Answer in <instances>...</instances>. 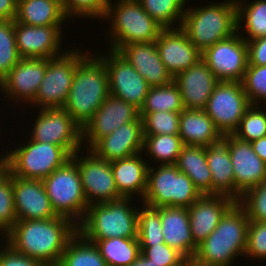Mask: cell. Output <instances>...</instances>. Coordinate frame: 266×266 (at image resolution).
Returning <instances> with one entry per match:
<instances>
[{
  "instance_id": "cell-45",
  "label": "cell",
  "mask_w": 266,
  "mask_h": 266,
  "mask_svg": "<svg viewBox=\"0 0 266 266\" xmlns=\"http://www.w3.org/2000/svg\"><path fill=\"white\" fill-rule=\"evenodd\" d=\"M110 0H61L62 8L67 18L89 17L101 19L104 17ZM95 17V18H94Z\"/></svg>"
},
{
  "instance_id": "cell-41",
  "label": "cell",
  "mask_w": 266,
  "mask_h": 266,
  "mask_svg": "<svg viewBox=\"0 0 266 266\" xmlns=\"http://www.w3.org/2000/svg\"><path fill=\"white\" fill-rule=\"evenodd\" d=\"M260 105H251L246 111L236 131L237 138L249 143L266 136V112Z\"/></svg>"
},
{
  "instance_id": "cell-22",
  "label": "cell",
  "mask_w": 266,
  "mask_h": 266,
  "mask_svg": "<svg viewBox=\"0 0 266 266\" xmlns=\"http://www.w3.org/2000/svg\"><path fill=\"white\" fill-rule=\"evenodd\" d=\"M143 122L139 116L135 121L122 124L110 135L101 138L90 150L99 158L111 162L143 152Z\"/></svg>"
},
{
  "instance_id": "cell-4",
  "label": "cell",
  "mask_w": 266,
  "mask_h": 266,
  "mask_svg": "<svg viewBox=\"0 0 266 266\" xmlns=\"http://www.w3.org/2000/svg\"><path fill=\"white\" fill-rule=\"evenodd\" d=\"M180 28L202 53L216 42L237 32L236 1L225 0L194 8L188 6L185 8Z\"/></svg>"
},
{
  "instance_id": "cell-19",
  "label": "cell",
  "mask_w": 266,
  "mask_h": 266,
  "mask_svg": "<svg viewBox=\"0 0 266 266\" xmlns=\"http://www.w3.org/2000/svg\"><path fill=\"white\" fill-rule=\"evenodd\" d=\"M234 171L235 189L242 195L266 178V163L253 151L251 144L233 134L224 135Z\"/></svg>"
},
{
  "instance_id": "cell-28",
  "label": "cell",
  "mask_w": 266,
  "mask_h": 266,
  "mask_svg": "<svg viewBox=\"0 0 266 266\" xmlns=\"http://www.w3.org/2000/svg\"><path fill=\"white\" fill-rule=\"evenodd\" d=\"M206 159L212 175V195H226L236 202L241 194L235 189L234 171L227 142H219L206 147Z\"/></svg>"
},
{
  "instance_id": "cell-16",
  "label": "cell",
  "mask_w": 266,
  "mask_h": 266,
  "mask_svg": "<svg viewBox=\"0 0 266 266\" xmlns=\"http://www.w3.org/2000/svg\"><path fill=\"white\" fill-rule=\"evenodd\" d=\"M139 116V109L133 104L109 94L82 128V145L86 146L82 152L91 149L101 138L110 135L122 124L135 121ZM85 140L88 146L84 145Z\"/></svg>"
},
{
  "instance_id": "cell-14",
  "label": "cell",
  "mask_w": 266,
  "mask_h": 266,
  "mask_svg": "<svg viewBox=\"0 0 266 266\" xmlns=\"http://www.w3.org/2000/svg\"><path fill=\"white\" fill-rule=\"evenodd\" d=\"M201 58L219 81L242 82L248 67L247 41L237 31L205 49Z\"/></svg>"
},
{
  "instance_id": "cell-21",
  "label": "cell",
  "mask_w": 266,
  "mask_h": 266,
  "mask_svg": "<svg viewBox=\"0 0 266 266\" xmlns=\"http://www.w3.org/2000/svg\"><path fill=\"white\" fill-rule=\"evenodd\" d=\"M17 220H46L57 217L42 180L13 176Z\"/></svg>"
},
{
  "instance_id": "cell-9",
  "label": "cell",
  "mask_w": 266,
  "mask_h": 266,
  "mask_svg": "<svg viewBox=\"0 0 266 266\" xmlns=\"http://www.w3.org/2000/svg\"><path fill=\"white\" fill-rule=\"evenodd\" d=\"M42 181L57 216L78 226L84 219L88 203L76 162L71 158Z\"/></svg>"
},
{
  "instance_id": "cell-42",
  "label": "cell",
  "mask_w": 266,
  "mask_h": 266,
  "mask_svg": "<svg viewBox=\"0 0 266 266\" xmlns=\"http://www.w3.org/2000/svg\"><path fill=\"white\" fill-rule=\"evenodd\" d=\"M144 135H179L180 112L139 113Z\"/></svg>"
},
{
  "instance_id": "cell-37",
  "label": "cell",
  "mask_w": 266,
  "mask_h": 266,
  "mask_svg": "<svg viewBox=\"0 0 266 266\" xmlns=\"http://www.w3.org/2000/svg\"><path fill=\"white\" fill-rule=\"evenodd\" d=\"M143 9L164 29L178 28L189 0H138ZM178 22V23H177ZM178 24V25H175ZM177 26V27H176Z\"/></svg>"
},
{
  "instance_id": "cell-11",
  "label": "cell",
  "mask_w": 266,
  "mask_h": 266,
  "mask_svg": "<svg viewBox=\"0 0 266 266\" xmlns=\"http://www.w3.org/2000/svg\"><path fill=\"white\" fill-rule=\"evenodd\" d=\"M251 106L241 82L219 81L204 111L222 136L233 134Z\"/></svg>"
},
{
  "instance_id": "cell-10",
  "label": "cell",
  "mask_w": 266,
  "mask_h": 266,
  "mask_svg": "<svg viewBox=\"0 0 266 266\" xmlns=\"http://www.w3.org/2000/svg\"><path fill=\"white\" fill-rule=\"evenodd\" d=\"M78 48L68 49L63 54L47 59L46 73L35 99L33 108H63L68 100L74 73L78 64L89 54ZM85 53V54H84Z\"/></svg>"
},
{
  "instance_id": "cell-31",
  "label": "cell",
  "mask_w": 266,
  "mask_h": 266,
  "mask_svg": "<svg viewBox=\"0 0 266 266\" xmlns=\"http://www.w3.org/2000/svg\"><path fill=\"white\" fill-rule=\"evenodd\" d=\"M67 16L61 0H22L17 5L15 20L31 26L64 25Z\"/></svg>"
},
{
  "instance_id": "cell-29",
  "label": "cell",
  "mask_w": 266,
  "mask_h": 266,
  "mask_svg": "<svg viewBox=\"0 0 266 266\" xmlns=\"http://www.w3.org/2000/svg\"><path fill=\"white\" fill-rule=\"evenodd\" d=\"M179 136L183 145L208 147L223 136L204 110L184 109L180 112Z\"/></svg>"
},
{
  "instance_id": "cell-38",
  "label": "cell",
  "mask_w": 266,
  "mask_h": 266,
  "mask_svg": "<svg viewBox=\"0 0 266 266\" xmlns=\"http://www.w3.org/2000/svg\"><path fill=\"white\" fill-rule=\"evenodd\" d=\"M138 240L140 247L165 243L162 232L160 207L143 204L138 209Z\"/></svg>"
},
{
  "instance_id": "cell-43",
  "label": "cell",
  "mask_w": 266,
  "mask_h": 266,
  "mask_svg": "<svg viewBox=\"0 0 266 266\" xmlns=\"http://www.w3.org/2000/svg\"><path fill=\"white\" fill-rule=\"evenodd\" d=\"M241 83L251 105H266V65H248Z\"/></svg>"
},
{
  "instance_id": "cell-5",
  "label": "cell",
  "mask_w": 266,
  "mask_h": 266,
  "mask_svg": "<svg viewBox=\"0 0 266 266\" xmlns=\"http://www.w3.org/2000/svg\"><path fill=\"white\" fill-rule=\"evenodd\" d=\"M132 198L96 203L88 206L78 232L95 243L108 238H138V209Z\"/></svg>"
},
{
  "instance_id": "cell-27",
  "label": "cell",
  "mask_w": 266,
  "mask_h": 266,
  "mask_svg": "<svg viewBox=\"0 0 266 266\" xmlns=\"http://www.w3.org/2000/svg\"><path fill=\"white\" fill-rule=\"evenodd\" d=\"M143 152L111 161V169L119 194L123 198L139 196L142 200L147 189L148 168Z\"/></svg>"
},
{
  "instance_id": "cell-18",
  "label": "cell",
  "mask_w": 266,
  "mask_h": 266,
  "mask_svg": "<svg viewBox=\"0 0 266 266\" xmlns=\"http://www.w3.org/2000/svg\"><path fill=\"white\" fill-rule=\"evenodd\" d=\"M14 28L20 58L49 59L64 53L62 25L31 26L14 20Z\"/></svg>"
},
{
  "instance_id": "cell-20",
  "label": "cell",
  "mask_w": 266,
  "mask_h": 266,
  "mask_svg": "<svg viewBox=\"0 0 266 266\" xmlns=\"http://www.w3.org/2000/svg\"><path fill=\"white\" fill-rule=\"evenodd\" d=\"M155 43L163 64L173 78L202 59L201 52L180 27L163 29Z\"/></svg>"
},
{
  "instance_id": "cell-46",
  "label": "cell",
  "mask_w": 266,
  "mask_h": 266,
  "mask_svg": "<svg viewBox=\"0 0 266 266\" xmlns=\"http://www.w3.org/2000/svg\"><path fill=\"white\" fill-rule=\"evenodd\" d=\"M244 257L266 261V222L249 221Z\"/></svg>"
},
{
  "instance_id": "cell-47",
  "label": "cell",
  "mask_w": 266,
  "mask_h": 266,
  "mask_svg": "<svg viewBox=\"0 0 266 266\" xmlns=\"http://www.w3.org/2000/svg\"><path fill=\"white\" fill-rule=\"evenodd\" d=\"M140 253L153 262L165 263V266H188L189 264V261L180 252L166 243L140 247Z\"/></svg>"
},
{
  "instance_id": "cell-36",
  "label": "cell",
  "mask_w": 266,
  "mask_h": 266,
  "mask_svg": "<svg viewBox=\"0 0 266 266\" xmlns=\"http://www.w3.org/2000/svg\"><path fill=\"white\" fill-rule=\"evenodd\" d=\"M184 106L180 89L174 81L169 84L150 87L139 113L158 111L182 112Z\"/></svg>"
},
{
  "instance_id": "cell-48",
  "label": "cell",
  "mask_w": 266,
  "mask_h": 266,
  "mask_svg": "<svg viewBox=\"0 0 266 266\" xmlns=\"http://www.w3.org/2000/svg\"><path fill=\"white\" fill-rule=\"evenodd\" d=\"M0 247V266H44L38 260L16 252L6 242Z\"/></svg>"
},
{
  "instance_id": "cell-50",
  "label": "cell",
  "mask_w": 266,
  "mask_h": 266,
  "mask_svg": "<svg viewBox=\"0 0 266 266\" xmlns=\"http://www.w3.org/2000/svg\"><path fill=\"white\" fill-rule=\"evenodd\" d=\"M17 5L16 0H0V20H15Z\"/></svg>"
},
{
  "instance_id": "cell-2",
  "label": "cell",
  "mask_w": 266,
  "mask_h": 266,
  "mask_svg": "<svg viewBox=\"0 0 266 266\" xmlns=\"http://www.w3.org/2000/svg\"><path fill=\"white\" fill-rule=\"evenodd\" d=\"M248 225L245 210L236 202L212 233L197 245L190 263L195 266L235 265L236 258L245 254Z\"/></svg>"
},
{
  "instance_id": "cell-39",
  "label": "cell",
  "mask_w": 266,
  "mask_h": 266,
  "mask_svg": "<svg viewBox=\"0 0 266 266\" xmlns=\"http://www.w3.org/2000/svg\"><path fill=\"white\" fill-rule=\"evenodd\" d=\"M17 222L13 197V175L0 169V236L5 237Z\"/></svg>"
},
{
  "instance_id": "cell-33",
  "label": "cell",
  "mask_w": 266,
  "mask_h": 266,
  "mask_svg": "<svg viewBox=\"0 0 266 266\" xmlns=\"http://www.w3.org/2000/svg\"><path fill=\"white\" fill-rule=\"evenodd\" d=\"M56 266H108L99 249L78 231L69 240Z\"/></svg>"
},
{
  "instance_id": "cell-1",
  "label": "cell",
  "mask_w": 266,
  "mask_h": 266,
  "mask_svg": "<svg viewBox=\"0 0 266 266\" xmlns=\"http://www.w3.org/2000/svg\"><path fill=\"white\" fill-rule=\"evenodd\" d=\"M77 231V225L61 216L46 220H17L3 242L44 266H56Z\"/></svg>"
},
{
  "instance_id": "cell-40",
  "label": "cell",
  "mask_w": 266,
  "mask_h": 266,
  "mask_svg": "<svg viewBox=\"0 0 266 266\" xmlns=\"http://www.w3.org/2000/svg\"><path fill=\"white\" fill-rule=\"evenodd\" d=\"M14 20H0V80L19 62Z\"/></svg>"
},
{
  "instance_id": "cell-26",
  "label": "cell",
  "mask_w": 266,
  "mask_h": 266,
  "mask_svg": "<svg viewBox=\"0 0 266 266\" xmlns=\"http://www.w3.org/2000/svg\"><path fill=\"white\" fill-rule=\"evenodd\" d=\"M162 232L165 243L180 252L189 262L196 253L186 207H160Z\"/></svg>"
},
{
  "instance_id": "cell-8",
  "label": "cell",
  "mask_w": 266,
  "mask_h": 266,
  "mask_svg": "<svg viewBox=\"0 0 266 266\" xmlns=\"http://www.w3.org/2000/svg\"><path fill=\"white\" fill-rule=\"evenodd\" d=\"M200 196L192 180L181 173L176 165H157L156 168L149 165L143 204L153 208L166 206L188 208Z\"/></svg>"
},
{
  "instance_id": "cell-34",
  "label": "cell",
  "mask_w": 266,
  "mask_h": 266,
  "mask_svg": "<svg viewBox=\"0 0 266 266\" xmlns=\"http://www.w3.org/2000/svg\"><path fill=\"white\" fill-rule=\"evenodd\" d=\"M95 245L108 266H129L140 255L138 238H108Z\"/></svg>"
},
{
  "instance_id": "cell-25",
  "label": "cell",
  "mask_w": 266,
  "mask_h": 266,
  "mask_svg": "<svg viewBox=\"0 0 266 266\" xmlns=\"http://www.w3.org/2000/svg\"><path fill=\"white\" fill-rule=\"evenodd\" d=\"M147 81L150 87L169 84L172 75L163 64L155 42L133 43L118 51Z\"/></svg>"
},
{
  "instance_id": "cell-44",
  "label": "cell",
  "mask_w": 266,
  "mask_h": 266,
  "mask_svg": "<svg viewBox=\"0 0 266 266\" xmlns=\"http://www.w3.org/2000/svg\"><path fill=\"white\" fill-rule=\"evenodd\" d=\"M237 203L245 210L249 221L266 222V178L243 193Z\"/></svg>"
},
{
  "instance_id": "cell-7",
  "label": "cell",
  "mask_w": 266,
  "mask_h": 266,
  "mask_svg": "<svg viewBox=\"0 0 266 266\" xmlns=\"http://www.w3.org/2000/svg\"><path fill=\"white\" fill-rule=\"evenodd\" d=\"M1 156L4 167L13 176L43 180L70 160L72 155L56 144L29 139L23 146L20 144Z\"/></svg>"
},
{
  "instance_id": "cell-52",
  "label": "cell",
  "mask_w": 266,
  "mask_h": 266,
  "mask_svg": "<svg viewBox=\"0 0 266 266\" xmlns=\"http://www.w3.org/2000/svg\"><path fill=\"white\" fill-rule=\"evenodd\" d=\"M129 266H165V263H157L153 262L152 260H149L145 258L141 253L138 256V258Z\"/></svg>"
},
{
  "instance_id": "cell-12",
  "label": "cell",
  "mask_w": 266,
  "mask_h": 266,
  "mask_svg": "<svg viewBox=\"0 0 266 266\" xmlns=\"http://www.w3.org/2000/svg\"><path fill=\"white\" fill-rule=\"evenodd\" d=\"M86 150V155H80L81 152L77 151L71 158L79 170L88 206L122 199L114 180L111 162L99 158L90 149Z\"/></svg>"
},
{
  "instance_id": "cell-23",
  "label": "cell",
  "mask_w": 266,
  "mask_h": 266,
  "mask_svg": "<svg viewBox=\"0 0 266 266\" xmlns=\"http://www.w3.org/2000/svg\"><path fill=\"white\" fill-rule=\"evenodd\" d=\"M173 81L180 89L184 109L204 110L219 82L201 59L196 65L177 74Z\"/></svg>"
},
{
  "instance_id": "cell-15",
  "label": "cell",
  "mask_w": 266,
  "mask_h": 266,
  "mask_svg": "<svg viewBox=\"0 0 266 266\" xmlns=\"http://www.w3.org/2000/svg\"><path fill=\"white\" fill-rule=\"evenodd\" d=\"M107 54H98V57L108 72L109 93L140 110L148 94L149 84L118 51L109 49Z\"/></svg>"
},
{
  "instance_id": "cell-3",
  "label": "cell",
  "mask_w": 266,
  "mask_h": 266,
  "mask_svg": "<svg viewBox=\"0 0 266 266\" xmlns=\"http://www.w3.org/2000/svg\"><path fill=\"white\" fill-rule=\"evenodd\" d=\"M109 94L107 69L96 53H89L77 66L63 108L83 128Z\"/></svg>"
},
{
  "instance_id": "cell-30",
  "label": "cell",
  "mask_w": 266,
  "mask_h": 266,
  "mask_svg": "<svg viewBox=\"0 0 266 266\" xmlns=\"http://www.w3.org/2000/svg\"><path fill=\"white\" fill-rule=\"evenodd\" d=\"M175 165L192 180L201 195H212V175L206 159V147L184 145Z\"/></svg>"
},
{
  "instance_id": "cell-6",
  "label": "cell",
  "mask_w": 266,
  "mask_h": 266,
  "mask_svg": "<svg viewBox=\"0 0 266 266\" xmlns=\"http://www.w3.org/2000/svg\"><path fill=\"white\" fill-rule=\"evenodd\" d=\"M110 0L102 18L110 21L108 48L119 51L133 43L155 42L164 29L141 6L138 0ZM114 5V6H113Z\"/></svg>"
},
{
  "instance_id": "cell-32",
  "label": "cell",
  "mask_w": 266,
  "mask_h": 266,
  "mask_svg": "<svg viewBox=\"0 0 266 266\" xmlns=\"http://www.w3.org/2000/svg\"><path fill=\"white\" fill-rule=\"evenodd\" d=\"M235 1L237 31L241 37L249 41L266 36V0H254L249 3L246 0L244 2L243 0ZM241 29H246L244 32H247V36L241 34Z\"/></svg>"
},
{
  "instance_id": "cell-53",
  "label": "cell",
  "mask_w": 266,
  "mask_h": 266,
  "mask_svg": "<svg viewBox=\"0 0 266 266\" xmlns=\"http://www.w3.org/2000/svg\"><path fill=\"white\" fill-rule=\"evenodd\" d=\"M3 166H4V160H3V158L1 157V158H0V169H1Z\"/></svg>"
},
{
  "instance_id": "cell-35",
  "label": "cell",
  "mask_w": 266,
  "mask_h": 266,
  "mask_svg": "<svg viewBox=\"0 0 266 266\" xmlns=\"http://www.w3.org/2000/svg\"><path fill=\"white\" fill-rule=\"evenodd\" d=\"M183 146L179 135H144L143 153L158 165H175Z\"/></svg>"
},
{
  "instance_id": "cell-49",
  "label": "cell",
  "mask_w": 266,
  "mask_h": 266,
  "mask_svg": "<svg viewBox=\"0 0 266 266\" xmlns=\"http://www.w3.org/2000/svg\"><path fill=\"white\" fill-rule=\"evenodd\" d=\"M248 65H266V36L247 41Z\"/></svg>"
},
{
  "instance_id": "cell-24",
  "label": "cell",
  "mask_w": 266,
  "mask_h": 266,
  "mask_svg": "<svg viewBox=\"0 0 266 266\" xmlns=\"http://www.w3.org/2000/svg\"><path fill=\"white\" fill-rule=\"evenodd\" d=\"M235 203L234 199L226 195H201L188 207L189 223L196 245L212 233Z\"/></svg>"
},
{
  "instance_id": "cell-13",
  "label": "cell",
  "mask_w": 266,
  "mask_h": 266,
  "mask_svg": "<svg viewBox=\"0 0 266 266\" xmlns=\"http://www.w3.org/2000/svg\"><path fill=\"white\" fill-rule=\"evenodd\" d=\"M30 140L56 144L71 155L82 150V128L64 108L39 109Z\"/></svg>"
},
{
  "instance_id": "cell-17",
  "label": "cell",
  "mask_w": 266,
  "mask_h": 266,
  "mask_svg": "<svg viewBox=\"0 0 266 266\" xmlns=\"http://www.w3.org/2000/svg\"><path fill=\"white\" fill-rule=\"evenodd\" d=\"M47 59L21 58L11 71L0 80L2 96L13 104H30L46 73ZM9 96V97H8ZM13 100V101H12Z\"/></svg>"
},
{
  "instance_id": "cell-51",
  "label": "cell",
  "mask_w": 266,
  "mask_h": 266,
  "mask_svg": "<svg viewBox=\"0 0 266 266\" xmlns=\"http://www.w3.org/2000/svg\"><path fill=\"white\" fill-rule=\"evenodd\" d=\"M253 151L266 163V136L250 143Z\"/></svg>"
}]
</instances>
